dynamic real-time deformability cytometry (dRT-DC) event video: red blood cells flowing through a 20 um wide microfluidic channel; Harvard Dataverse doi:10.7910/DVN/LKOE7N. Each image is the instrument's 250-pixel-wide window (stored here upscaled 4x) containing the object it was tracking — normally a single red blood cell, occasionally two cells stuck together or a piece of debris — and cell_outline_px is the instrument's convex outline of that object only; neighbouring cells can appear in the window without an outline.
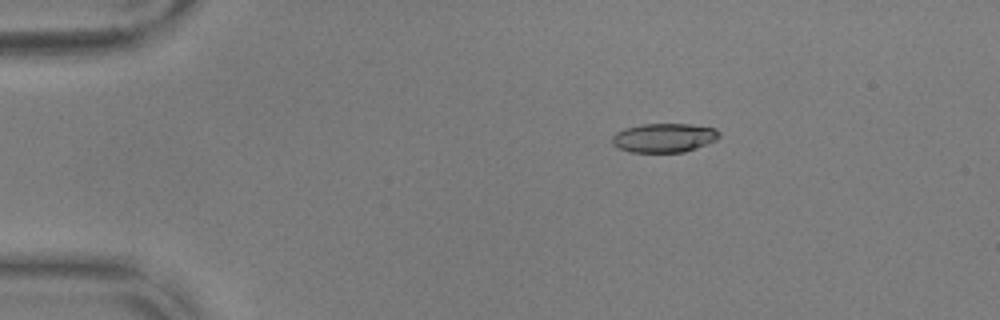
{"species": "common noctule bat (a hibernating species)", "species_latin": "Nyctalus noctula", "temperature_condition": "warm", "stored_images_in_passage": 56, "camera_frame_rate_fps": 3000, "um_per_image_px": 0.085, "animal": {"sex": "male", "body_mass_g": 17.9, "forearm_length_mm": 54.2}, "frame": {"image": 1, "passage_image": 11, "time_ms": 3.333, "image_size_px": [1000, 320], "cell_outline_px": [[720, 136], [716, 140], [696, 148], [684, 152], [632, 152], [620, 148], [612, 144], [612, 136], [616, 132], [624, 128], [640, 124], [692, 124], [716, 128], [720, 132]], "centroid_in_image_um": [56.46, 11.7], "position_along_channel_um": 28.5, "area_um2": 18.21}}
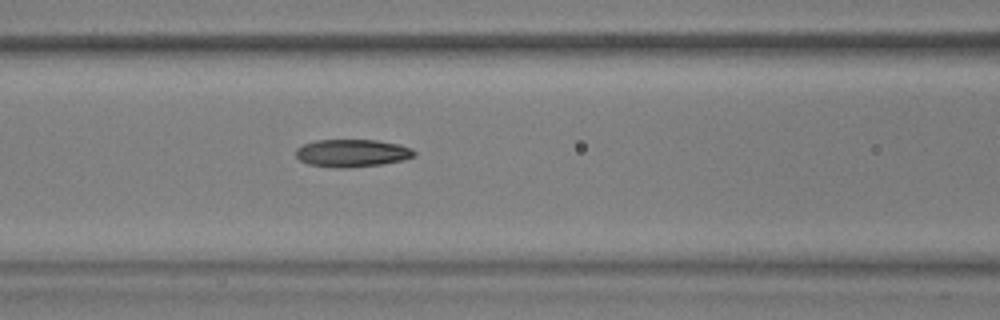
{"frame": {"image": 2, "passage_image": 25, "time_ms": 8.0, "image_size_px": [1000, 320], "cell_outline_px": [[416, 156], [404, 160], [380, 164], [348, 168], [336, 168], [308, 164], [300, 160], [296, 156], [296, 148], [304, 144], [316, 140], [376, 140], [400, 144], [412, 148], [416, 152]], "centroid_in_image_um": [29.95, 13.01], "position_along_channel_um": 136.6, "area_um2": 19.19}}
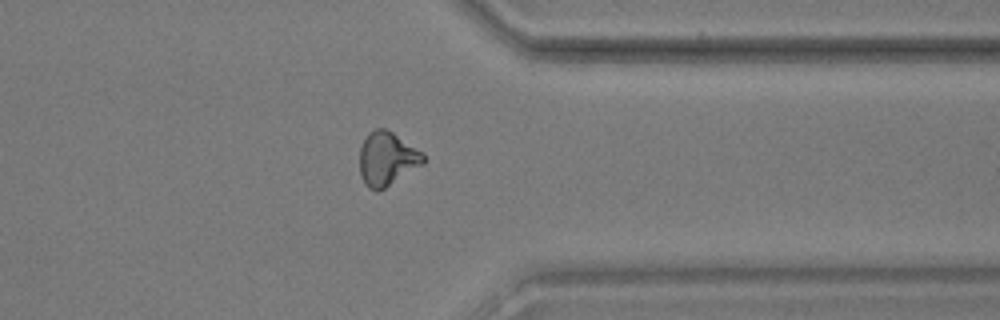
{"frame": {"image": 3, "passage_image": 45, "time_ms": 14.667, "image_size_px": [1000, 320], "cell_outline_px": [[424, 164], [384, 188], [376, 192], [368, 188], [364, 184], [360, 176], [360, 148], [368, 132], [376, 128], [384, 128], [392, 132], [424, 152]], "centroid_in_image_um": [32.89, 13.5], "position_along_channel_um": 378.5, "area_um2": 20.06}, "authors_computed_cell_mechanics": {"area_um2": 18.9006, "velocity_mm_per_s": 3.6928, "shape_relaxation_time_tau1_ms": 5.8582, "shape_relaxation_time_tau2_ms": 2.0916, "deformation_change_tau1": 0.2034, "deformation_change_tau2": 0.1008}}